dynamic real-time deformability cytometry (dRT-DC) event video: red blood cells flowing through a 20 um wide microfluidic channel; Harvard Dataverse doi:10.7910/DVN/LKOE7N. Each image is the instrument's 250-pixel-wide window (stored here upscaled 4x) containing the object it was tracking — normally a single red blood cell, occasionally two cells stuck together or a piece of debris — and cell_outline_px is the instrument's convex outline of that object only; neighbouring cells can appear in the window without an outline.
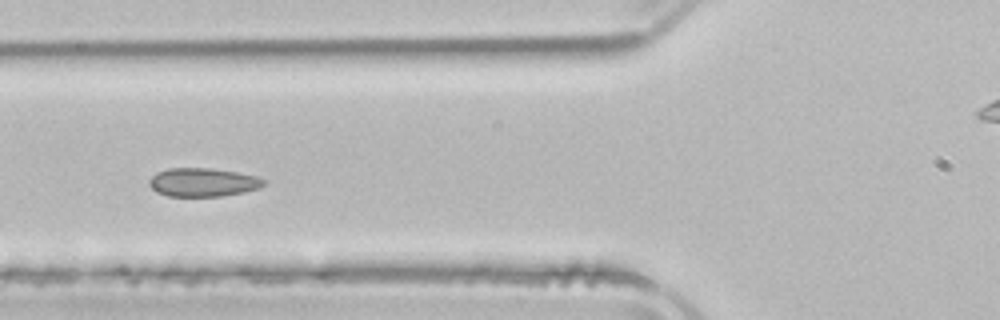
{"species": "common noctule bat (a hibernating species)", "species_latin": "Nyctalus noctula", "temperature_condition": "room temperature", "stored_images_in_passage": 6, "segment_of_instrument_passage": [1, 2], "camera_frame_rate_fps": 3000, "um_per_image_px": 0.085, "animal": {"sex": "male", "body_mass_g": 21.5, "forearm_length_mm": 52.0}, "frame": {"image": 1, "passage_image": 5, "time_ms": 5.333, "image_size_px": [1000, 320], "cell_outline_px": [[268, 184], [260, 188], [244, 192], [220, 196], [168, 196], [156, 192], [148, 184], [148, 180], [156, 172], [168, 168], [212, 168], [236, 172], [256, 176], [268, 180]], "centroid_in_image_um": [17.27, 15.49], "position_along_channel_um": 108.5, "area_um2": 19.31}}